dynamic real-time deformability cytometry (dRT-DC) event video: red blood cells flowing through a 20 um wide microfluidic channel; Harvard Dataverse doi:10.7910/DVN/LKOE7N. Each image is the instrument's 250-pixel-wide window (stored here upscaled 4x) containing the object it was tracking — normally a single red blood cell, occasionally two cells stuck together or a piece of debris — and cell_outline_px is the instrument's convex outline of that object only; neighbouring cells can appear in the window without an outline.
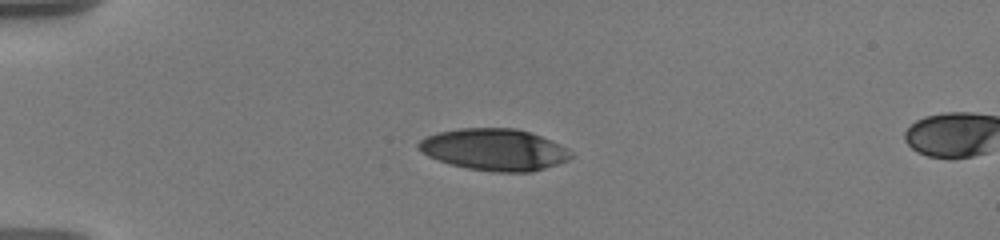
{"species": "human", "species_latin": "Homo sapiens", "temperature_condition": "warm", "stored_images_in_passage": 29, "camera_frame_rate_fps": 3000, "um_per_image_px": 0.085, "donor": {"sex": "male"}, "frame": {"image": 1, "passage_image": 1, "time_ms": 0.0, "image_size_px": [1000, 240], "cell_outline_px": [[572, 156], [568, 160], [532, 172], [492, 172], [468, 168], [452, 164], [428, 156], [416, 148], [416, 144], [420, 140], [436, 132], [460, 128], [516, 128], [552, 140], [560, 144], [572, 152]], "centroid_in_image_um": [42.0, 12.71], "position_along_channel_um": 43.0, "area_um2": 36.99}}
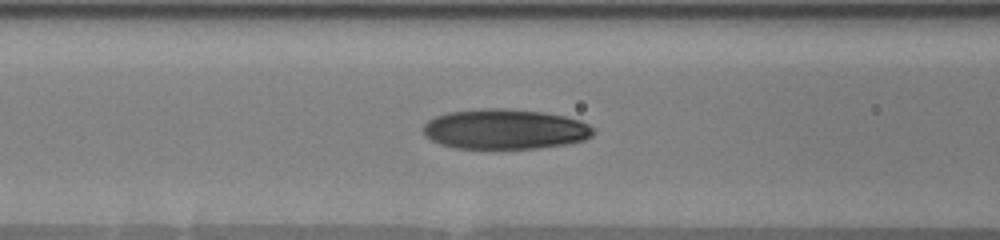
{"frame": {"image": 2, "passage_image": 20, "time_ms": 3.333, "image_size_px": [1000, 240], "cell_outline_px": [[592, 136], [584, 140], [564, 144], [536, 148], [452, 148], [440, 144], [424, 136], [424, 124], [428, 120], [436, 116], [448, 112], [484, 108], [504, 108], [544, 112], [564, 116], [580, 120], [588, 124], [592, 128]], "centroid_in_image_um": [42.89, 10.97], "position_along_channel_um": 123.7, "area_um2": 39.65}}
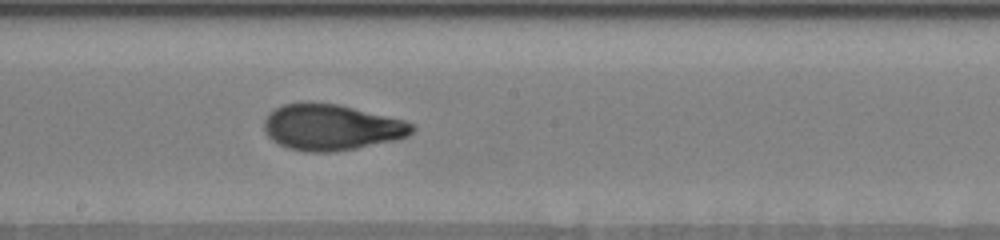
{"frame": {"image": 3, "passage_image": 29, "time_ms": 6.0, "image_size_px": [1000, 240], "cell_outline_px": [[416, 128], [408, 136], [400, 140], [356, 148], [332, 152], [304, 152], [288, 148], [272, 140], [264, 132], [264, 120], [276, 108], [284, 104], [304, 100], [340, 104], [404, 120], [416, 124]], "centroid_in_image_um": [28.2, 10.81], "position_along_channel_um": 220.0, "area_um2": 40.34}}